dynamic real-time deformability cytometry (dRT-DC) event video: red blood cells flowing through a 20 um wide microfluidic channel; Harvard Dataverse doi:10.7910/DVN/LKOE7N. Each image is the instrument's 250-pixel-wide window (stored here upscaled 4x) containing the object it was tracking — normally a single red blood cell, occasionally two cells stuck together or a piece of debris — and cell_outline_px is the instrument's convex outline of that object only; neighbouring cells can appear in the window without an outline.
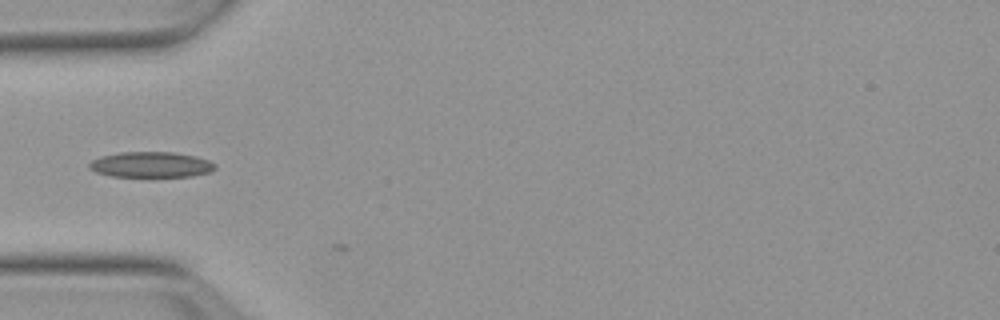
{"species": "Egyptian fruit bat (a non-hibernating species)", "species_latin": "Rousettus aegyptiacus", "temperature_condition": "warm", "stored_images_in_passage": 2, "camera_frame_rate_fps": 3000, "um_per_image_px": 0.085, "animal": {"sex": "female"}, "frame": {"image": 1, "passage_image": 1, "time_ms": 0.0, "image_size_px": [1000, 320], "cell_outline_px": [[216, 168], [212, 172], [192, 176], [152, 180], [112, 176], [96, 172], [88, 168], [88, 164], [92, 160], [100, 156], [120, 152], [172, 152], [196, 156], [208, 160], [216, 164]], "centroid_in_image_um": [12.85, 14.05], "position_along_channel_um": 72.2, "area_um2": 19.94}}